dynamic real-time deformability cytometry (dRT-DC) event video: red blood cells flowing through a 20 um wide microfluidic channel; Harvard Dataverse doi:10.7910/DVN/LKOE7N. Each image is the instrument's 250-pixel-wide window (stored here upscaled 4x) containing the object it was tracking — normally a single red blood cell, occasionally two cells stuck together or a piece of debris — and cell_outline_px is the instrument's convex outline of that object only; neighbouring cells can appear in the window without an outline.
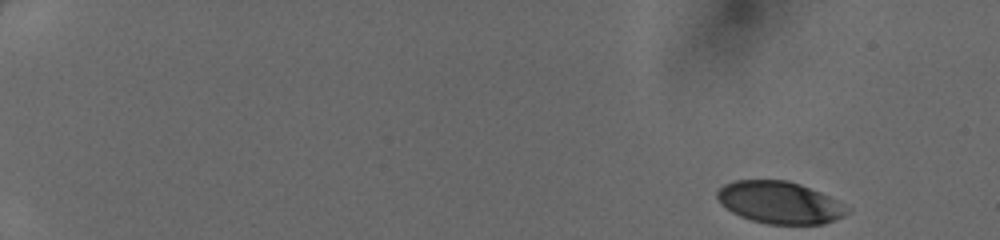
{"species": "human", "species_latin": "Homo sapiens", "temperature_condition": "cold", "stored_images_in_passage": 45, "camera_frame_rate_fps": 3000, "um_per_image_px": 0.085, "donor": {"sex": "female"}, "frame": {"image": 1, "passage_image": 1, "time_ms": 0.0, "image_size_px": [1000, 240], "cell_outline_px": [[852, 212], [844, 216], [824, 224], [768, 224], [752, 220], [740, 216], [732, 212], [720, 204], [716, 196], [716, 192], [724, 184], [736, 180], [788, 180], [800, 184], [820, 192], [852, 208]], "centroid_in_image_um": [66.29, 17.22], "position_along_channel_um": 18.7, "area_um2": 32.08}}
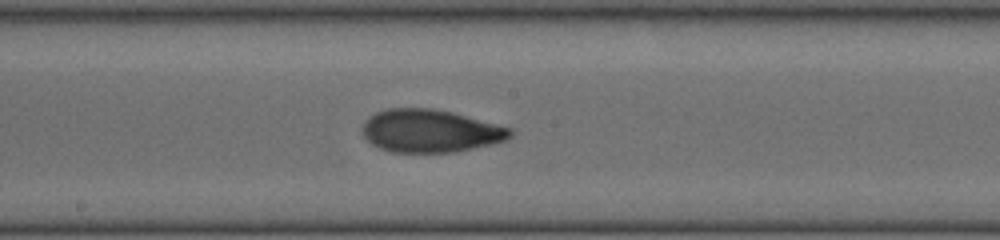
{"frame": {"image": 2, "passage_image": 26, "time_ms": 8.333, "image_size_px": [1000, 240], "cell_outline_px": [[512, 136], [508, 140], [492, 144], [456, 152], [392, 152], [380, 148], [372, 144], [364, 136], [364, 124], [376, 112], [388, 108], [432, 108], [452, 112], [512, 128]], "centroid_in_image_um": [36.63, 11.13], "position_along_channel_um": 211.6, "area_um2": 36.7}}
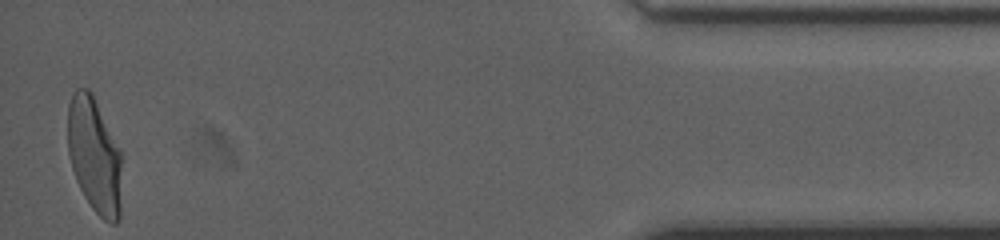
{"frame": {"image": 3, "passage_image": 45, "time_ms": 14.667, "image_size_px": [1000, 240], "cell_outline_px": [[120, 220], [116, 224], [112, 224], [104, 220], [92, 208], [84, 196], [76, 180], [68, 156], [68, 104], [76, 88], [88, 88], [92, 92], [120, 152]], "centroid_in_image_um": [8.0, 13.22], "position_along_channel_um": 427.2, "area_um2": 36.07}}